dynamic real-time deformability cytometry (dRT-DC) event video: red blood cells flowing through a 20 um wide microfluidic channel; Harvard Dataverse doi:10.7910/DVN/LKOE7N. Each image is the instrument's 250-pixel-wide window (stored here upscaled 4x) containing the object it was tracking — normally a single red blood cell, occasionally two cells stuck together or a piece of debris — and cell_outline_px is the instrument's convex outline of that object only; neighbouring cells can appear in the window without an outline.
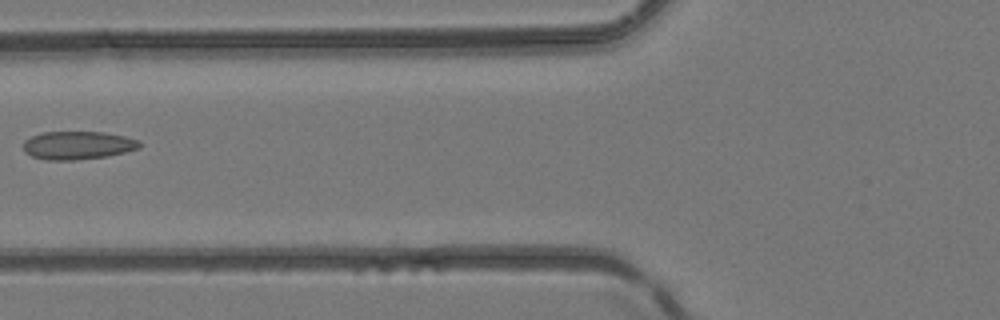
{"species": "common noctule bat (a hibernating species)", "species_latin": "Nyctalus noctula", "temperature_condition": "room temperature", "stored_images_in_passage": 5, "camera_frame_rate_fps": 3000, "um_per_image_px": 0.085, "animal": {"sex": "female", "body_mass_g": 24.6, "forearm_length_mm": 56.2}, "frame": {"image": 1, "passage_image": 5, "time_ms": 1.333, "image_size_px": [1000, 320], "cell_outline_px": [[144, 144], [140, 148], [108, 156], [76, 160], [44, 160], [32, 156], [24, 152], [24, 140], [32, 136], [44, 132], [104, 132], [124, 136], [140, 140]], "centroid_in_image_um": [6.64, 12.35], "position_along_channel_um": 119.2, "area_um2": 19.25}}